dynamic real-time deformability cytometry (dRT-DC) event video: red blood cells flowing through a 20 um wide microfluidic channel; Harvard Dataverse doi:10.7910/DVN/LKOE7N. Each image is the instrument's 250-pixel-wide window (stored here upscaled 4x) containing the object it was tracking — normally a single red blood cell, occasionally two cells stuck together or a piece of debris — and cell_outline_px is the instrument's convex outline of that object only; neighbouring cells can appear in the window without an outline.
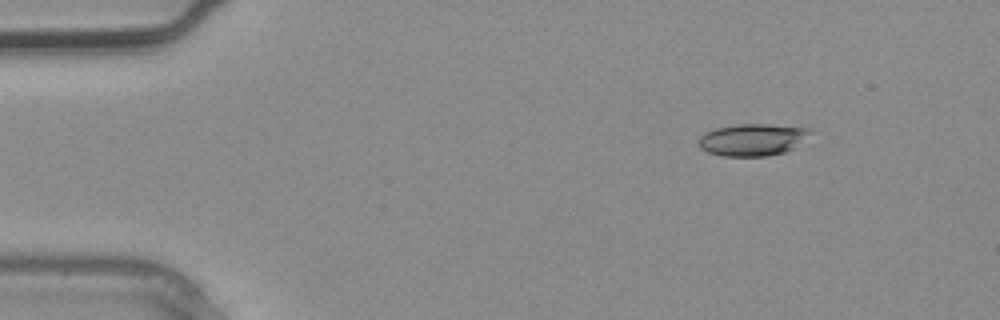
{"species": "common noctule bat (a hibernating species)", "species_latin": "Nyctalus noctula", "temperature_condition": "warm", "stored_images_in_passage": 2, "camera_frame_rate_fps": 3000, "um_per_image_px": 0.085, "animal": {"sex": "male", "body_mass_g": 20.4}, "frame": {"image": 1, "passage_image": 1, "time_ms": 0.0, "image_size_px": [1000, 320], "cell_outline_px": [[812, 132], [792, 148], [784, 152], [768, 156], [724, 156], [708, 152], [700, 148], [696, 140], [704, 132], [716, 128], [736, 124], [764, 124], [812, 128]], "centroid_in_image_um": [63.91, 11.87], "position_along_channel_um": 21.1, "area_um2": 20.81}}